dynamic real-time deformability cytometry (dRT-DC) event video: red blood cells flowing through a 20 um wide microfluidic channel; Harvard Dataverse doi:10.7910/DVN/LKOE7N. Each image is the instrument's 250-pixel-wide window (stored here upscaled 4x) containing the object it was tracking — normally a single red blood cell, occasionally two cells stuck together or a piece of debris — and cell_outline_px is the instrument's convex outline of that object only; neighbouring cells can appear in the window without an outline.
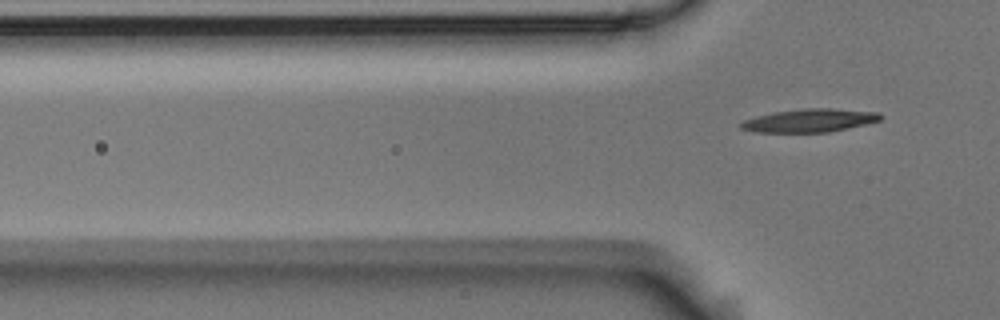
{"species": "Egyptian fruit bat (a non-hibernating species)", "species_latin": "Rousettus aegyptiacus", "temperature_condition": "room temperature", "stored_images_in_passage": 7, "segment_of_instrument_passage": [2, 2], "camera_frame_rate_fps": 3000, "um_per_image_px": 0.085, "animal": {"sex": "male"}, "frame": {"image": 1, "passage_image": 7, "time_ms": 2.0, "image_size_px": [1000, 320], "cell_outline_px": [[884, 116], [880, 120], [864, 124], [828, 132], [752, 132], [740, 128], [740, 124], [744, 120], [756, 116], [772, 112], [804, 108], [832, 108], [880, 112]], "centroid_in_image_um": [68.81, 10.23], "position_along_channel_um": 57.0, "area_um2": 18.9}}